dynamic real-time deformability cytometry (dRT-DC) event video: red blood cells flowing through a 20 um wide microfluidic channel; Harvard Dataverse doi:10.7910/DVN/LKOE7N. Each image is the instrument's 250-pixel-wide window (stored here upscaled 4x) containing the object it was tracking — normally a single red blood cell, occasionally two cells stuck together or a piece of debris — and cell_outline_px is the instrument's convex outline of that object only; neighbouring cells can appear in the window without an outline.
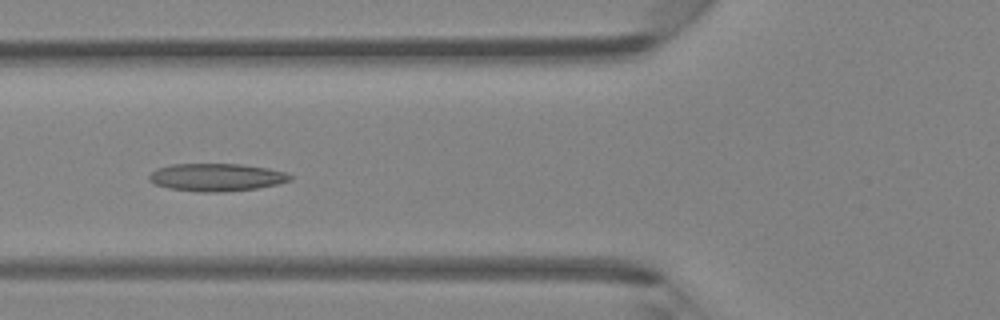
{"species": "Egyptian fruit bat (a non-hibernating species)", "species_latin": "Rousettus aegyptiacus", "temperature_condition": "room temperature", "stored_images_in_passage": 44, "camera_frame_rate_fps": 3000, "um_per_image_px": 0.085, "animal": {"sex": "female"}, "frame": {"image": 1, "passage_image": 16, "time_ms": 5.0, "image_size_px": [1000, 320], "cell_outline_px": [[292, 180], [276, 184], [256, 188], [224, 192], [200, 192], [168, 188], [156, 184], [148, 180], [148, 176], [156, 168], [172, 164], [240, 164], [268, 168], [284, 172], [292, 176]], "centroid_in_image_um": [18.37, 15.07], "position_along_channel_um": 107.4, "area_um2": 22.72}}
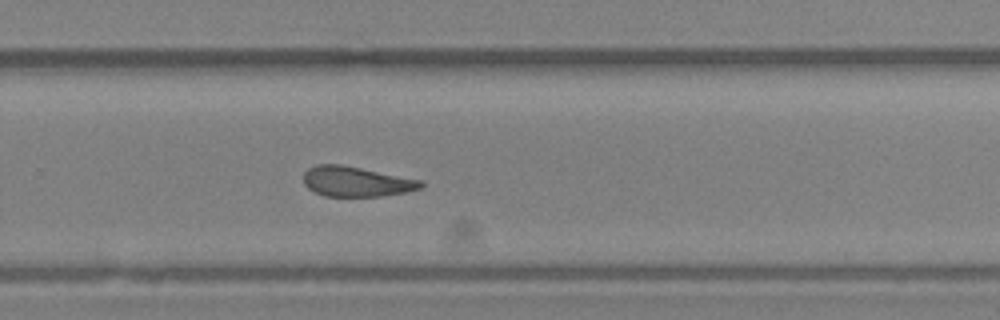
{"frame": {"image": 2, "passage_image": 29, "time_ms": 9.333, "image_size_px": [1000, 320], "cell_outline_px": [[424, 184], [420, 188], [404, 192], [380, 196], [324, 196], [308, 188], [304, 184], [304, 172], [308, 168], [316, 164], [340, 164], [424, 180]], "centroid_in_image_um": [30.27, 15.42], "position_along_channel_um": 299.5, "area_um2": 20.52}}
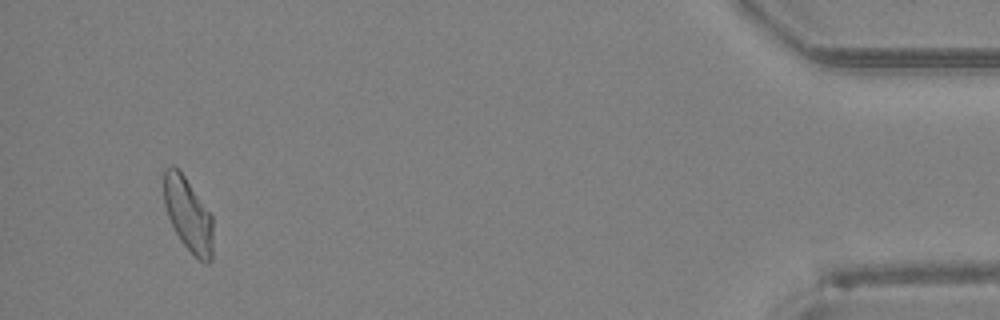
{"frame": {"image": 3, "passage_image": 42, "time_ms": 13.667, "image_size_px": [1000, 320], "cell_outline_px": [[212, 260], [208, 264], [204, 264], [180, 240], [168, 216], [164, 204], [164, 168], [172, 164], [184, 176], [212, 216]], "centroid_in_image_um": [15.99, 18.24], "position_along_channel_um": 419.2, "area_um2": 20.75}}